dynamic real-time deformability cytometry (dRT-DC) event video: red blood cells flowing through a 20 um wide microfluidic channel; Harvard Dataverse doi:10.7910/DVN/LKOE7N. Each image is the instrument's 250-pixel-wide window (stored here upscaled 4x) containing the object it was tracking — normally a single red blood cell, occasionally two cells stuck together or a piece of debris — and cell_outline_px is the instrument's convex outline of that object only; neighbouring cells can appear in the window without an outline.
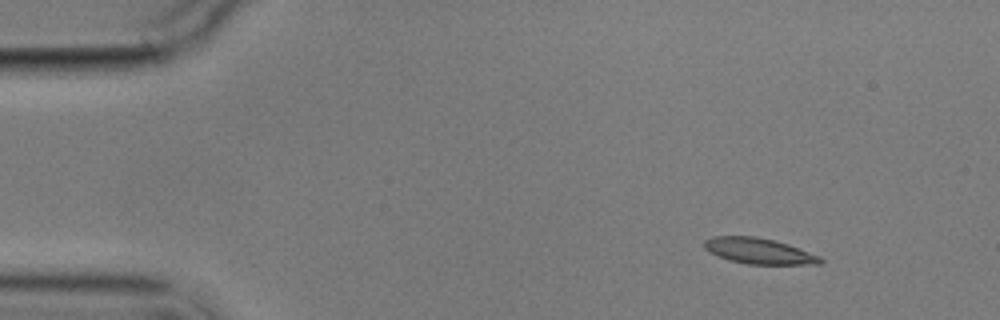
{"species": "common noctule bat (a hibernating species)", "species_latin": "Nyctalus noctula", "temperature_condition": "cold", "stored_images_in_passage": 1, "camera_frame_rate_fps": 3000, "um_per_image_px": 0.085, "animal": {"sex": "male", "body_mass_g": 17.9}, "frame": {"image": 1, "passage_image": 1, "time_ms": 0.0, "image_size_px": [1000, 320], "cell_outline_px": [[824, 260], [820, 264], [748, 264], [728, 260], [704, 248], [704, 240], [712, 236], [756, 236], [776, 240], [788, 244], [820, 256]], "centroid_in_image_um": [64.52, 21.32], "position_along_channel_um": 20.5, "area_um2": 17.4}}